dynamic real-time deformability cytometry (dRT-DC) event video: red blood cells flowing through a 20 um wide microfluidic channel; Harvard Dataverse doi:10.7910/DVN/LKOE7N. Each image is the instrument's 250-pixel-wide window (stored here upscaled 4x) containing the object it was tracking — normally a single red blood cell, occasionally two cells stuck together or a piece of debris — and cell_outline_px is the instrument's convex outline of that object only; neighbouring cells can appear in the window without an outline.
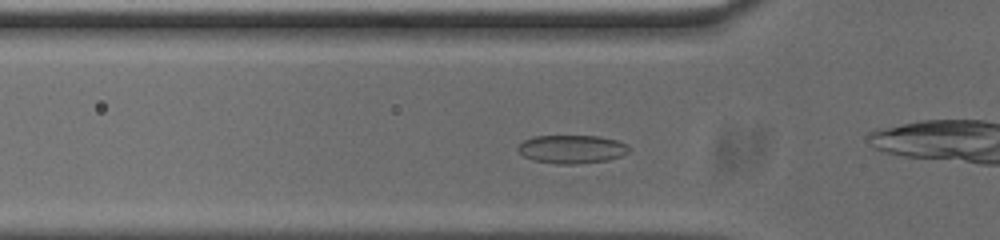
{"species": "common noctule bat (a hibernating species)", "species_latin": "Nyctalus noctula", "temperature_condition": "cold", "stored_images_in_passage": 47, "camera_frame_rate_fps": 3000, "um_per_image_px": 0.085, "animal": {"sex": "male", "body_mass_g": 20.0, "forearm_length_mm": 53.3}, "frame": {"image": 1, "passage_image": 9, "time_ms": 2.667, "image_size_px": [1000, 240], "cell_outline_px": [[632, 148], [628, 152], [620, 156], [608, 160], [576, 164], [556, 164], [532, 160], [524, 156], [516, 148], [524, 140], [532, 136], [600, 136], [616, 140], [628, 144]], "centroid_in_image_um": [48.62, 12.68], "position_along_channel_um": 77.2, "area_um2": 18.5}}
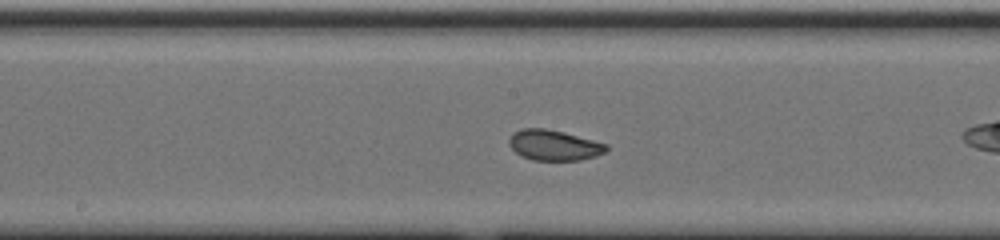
{"frame": {"image": 2, "passage_image": 19, "time_ms": 6.0, "image_size_px": [1000, 240], "cell_outline_px": [[608, 148], [604, 152], [596, 156], [580, 160], [532, 160], [520, 156], [508, 144], [508, 140], [516, 132], [524, 128], [544, 128], [564, 132], [608, 144]], "centroid_in_image_um": [47.09, 12.35], "position_along_channel_um": 201.1, "area_um2": 17.17}}
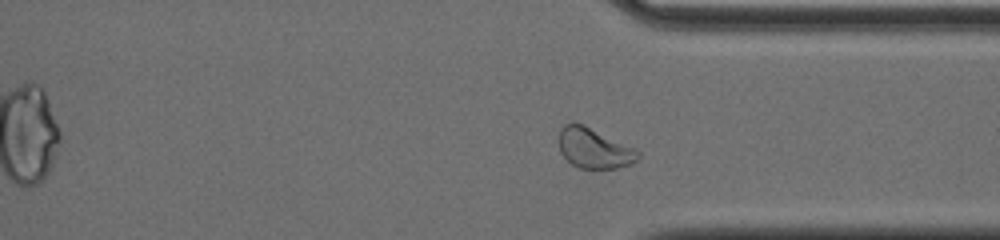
{"frame": {"image": 3, "passage_image": 32, "time_ms": 10.333, "image_size_px": [1000, 240], "cell_outline_px": [[640, 156], [632, 164], [616, 168], [580, 168], [572, 164], [560, 152], [560, 128], [564, 124], [584, 124], [636, 148], [640, 152]], "centroid_in_image_um": [50.54, 12.6], "position_along_channel_um": 360.9, "area_um2": 18.44}, "authors_computed_cell_mechanics": {"area_um2": 18.207, "velocity_mm_per_s": 3.7091, "shape_relaxation_time_tau1_ms": null, "shape_relaxation_time_tau2_ms": 1.0751, "deformation_change_tau1": null, "deformation_change_tau2": 0.0537}}